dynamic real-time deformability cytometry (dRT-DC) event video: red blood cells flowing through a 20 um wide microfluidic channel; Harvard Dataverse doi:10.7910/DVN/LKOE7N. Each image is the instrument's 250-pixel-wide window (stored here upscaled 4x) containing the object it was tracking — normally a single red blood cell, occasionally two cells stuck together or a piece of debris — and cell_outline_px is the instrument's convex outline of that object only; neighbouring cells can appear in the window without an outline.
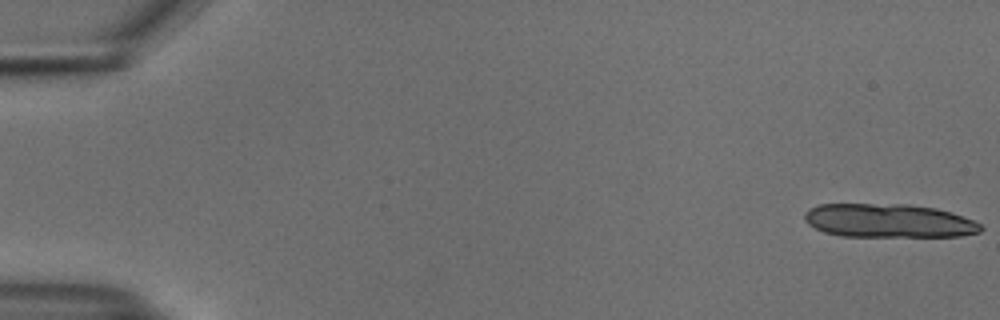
{"species": "common noctule bat (a hibernating species)", "species_latin": "Nyctalus noctula", "temperature_condition": "cold", "stored_images_in_passage": 13, "camera_frame_rate_fps": 3000, "um_per_image_px": 0.085, "animal": {"sex": "male", "body_mass_g": 18.8}, "frame": {"image": 1, "passage_image": 1, "time_ms": 0.0, "image_size_px": [1000, 320], "cell_outline_px": [[984, 228], [980, 232], [960, 236], [840, 236], [824, 232], [808, 224], [804, 220], [804, 212], [808, 208], [820, 204], [908, 204], [936, 208], [952, 212], [972, 220], [980, 224]], "centroid_in_image_um": [75.51, 18.76], "position_along_channel_um": 9.5, "area_um2": 34.74}}